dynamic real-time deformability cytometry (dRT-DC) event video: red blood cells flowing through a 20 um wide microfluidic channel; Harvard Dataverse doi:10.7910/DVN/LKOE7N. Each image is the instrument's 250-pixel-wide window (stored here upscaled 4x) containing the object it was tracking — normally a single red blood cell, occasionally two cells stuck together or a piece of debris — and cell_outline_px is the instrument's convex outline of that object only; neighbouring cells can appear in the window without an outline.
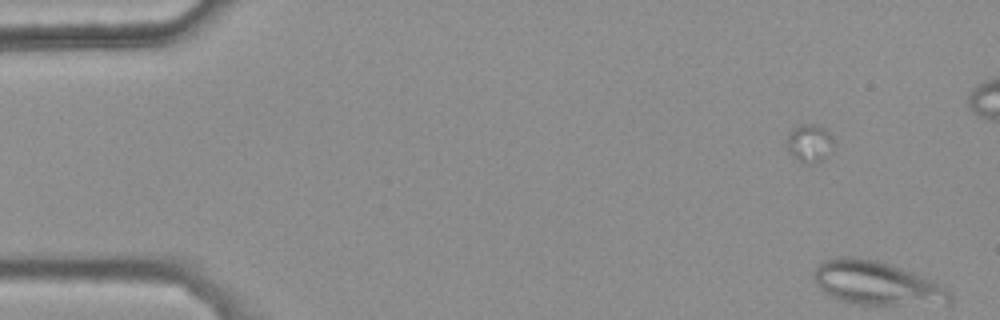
{"species": "common noctule bat (a hibernating species)", "species_latin": "Nyctalus noctula", "temperature_condition": "warm", "stored_images_in_passage": 7, "camera_frame_rate_fps": 3000, "um_per_image_px": 0.085, "animal": {"sex": "female", "body_mass_g": 25.1}, "frame": {"image": 1, "passage_image": 7, "time_ms": 2.0, "image_size_px": [1000, 320], "cell_outline_px": [[952, 300], [948, 304], [852, 304], [828, 296], [812, 280], [812, 272], [820, 260], [836, 256], [852, 256], [876, 260], [912, 272], [940, 284], [948, 288], [952, 296]], "centroid_in_image_um": [74.44, 24.06], "position_along_channel_um": 10.6, "area_um2": 34.97}}